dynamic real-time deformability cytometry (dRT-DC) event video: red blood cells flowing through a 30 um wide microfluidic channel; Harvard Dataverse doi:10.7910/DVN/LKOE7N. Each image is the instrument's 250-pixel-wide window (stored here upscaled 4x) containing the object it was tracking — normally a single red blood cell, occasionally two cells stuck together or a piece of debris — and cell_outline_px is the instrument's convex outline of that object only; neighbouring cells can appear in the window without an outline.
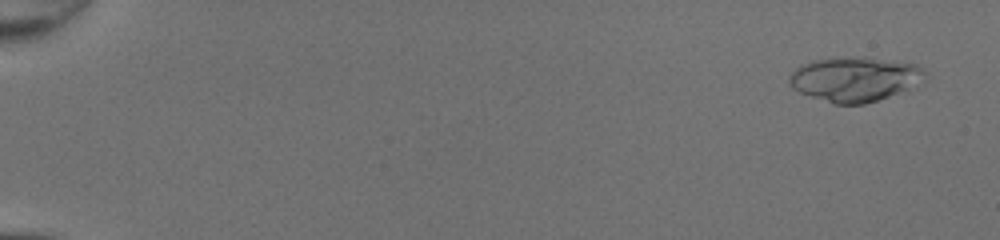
{"species": "common noctule bat (a hibernating species)", "species_latin": "Nyctalus noctula", "temperature_condition": "room temperature", "stored_images_in_passage": 50, "camera_frame_rate_fps": 3000, "um_per_image_px": 0.085, "animal": {"sex": "female", "body_mass_g": 20.0, "forearm_length_mm": 54.0}, "frame": {"image": 1, "passage_image": 3, "time_ms": 0.667, "image_size_px": [1000, 240], "cell_outline_px": [[924, 72], [908, 88], [888, 96], [864, 104], [836, 104], [800, 92], [792, 88], [788, 80], [788, 76], [800, 64], [812, 60], [848, 56], [864, 56], [916, 64], [924, 68]], "centroid_in_image_um": [72.55, 6.69], "position_along_channel_um": 12.5, "area_um2": 34.68}}
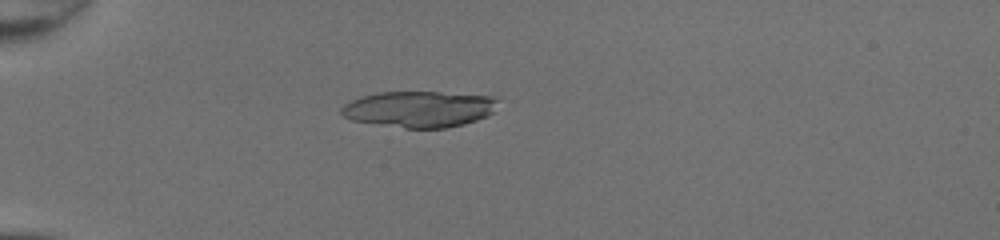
{"frame": {"image": 2, "passage_image": 16, "time_ms": 5.0, "image_size_px": [1000, 240], "cell_outline_px": [[500, 100], [492, 112], [476, 120], [464, 124], [444, 128], [404, 128], [352, 120], [344, 116], [340, 112], [340, 108], [344, 104], [360, 96], [376, 92], [440, 92], [500, 96]], "centroid_in_image_um": [35.65, 9.26], "position_along_channel_um": 49.3, "area_um2": 33.23}}